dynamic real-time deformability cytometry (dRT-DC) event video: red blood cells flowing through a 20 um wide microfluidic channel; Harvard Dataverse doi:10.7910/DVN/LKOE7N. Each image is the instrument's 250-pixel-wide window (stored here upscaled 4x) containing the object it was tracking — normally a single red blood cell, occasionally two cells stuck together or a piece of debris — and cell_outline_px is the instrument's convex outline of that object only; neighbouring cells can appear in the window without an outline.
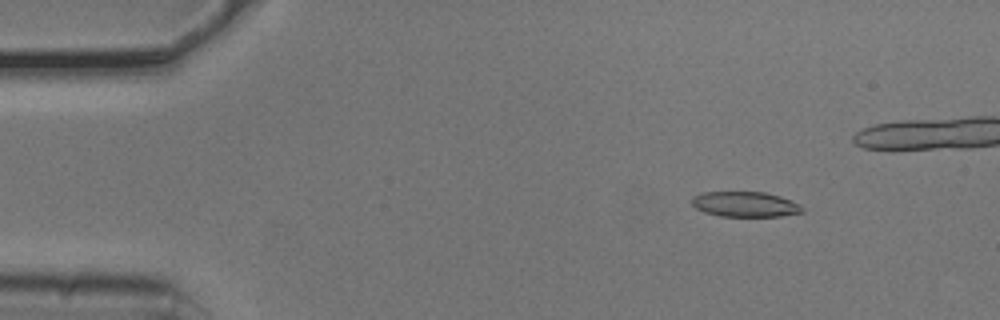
{"species": "common noctule bat (a hibernating species)", "species_latin": "Nyctalus noctula", "temperature_condition": "cold", "stored_images_in_passage": 44, "camera_frame_rate_fps": 3000, "um_per_image_px": 0.085, "animal": {"sex": "male", "body_mass_g": 20.5, "forearm_length_mm": 52.5}, "frame": {"image": 1, "passage_image": 7, "time_ms": 2.0, "image_size_px": [1000, 320], "cell_outline_px": [[804, 212], [780, 216], [720, 216], [704, 212], [696, 208], [692, 204], [692, 196], [704, 192], [764, 192], [780, 196], [792, 200], [800, 204], [804, 208]], "centroid_in_image_um": [63.36, 17.36], "position_along_channel_um": 21.6, "area_um2": 16.3}}
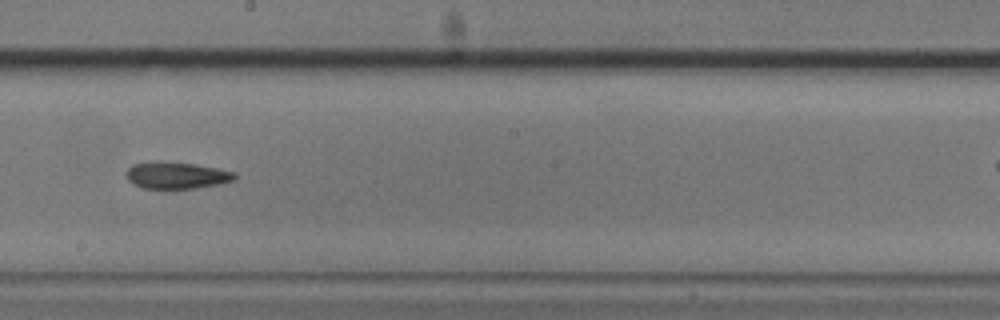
{"frame": {"image": 2, "passage_image": 30, "time_ms": 9.667, "image_size_px": [1000, 320], "cell_outline_px": [[236, 180], [220, 184], [196, 188], [140, 188], [132, 184], [128, 180], [124, 172], [132, 164], [156, 160], [160, 160], [196, 164], [236, 172]], "centroid_in_image_um": [14.97, 14.89], "position_along_channel_um": 233.2, "area_um2": 17.34}}
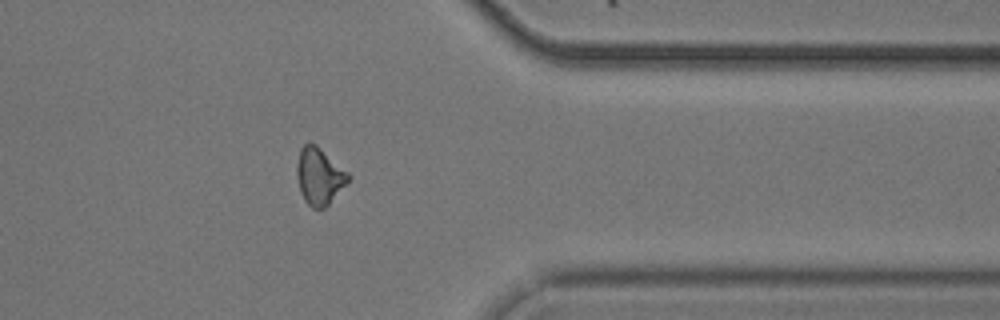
{"frame": {"image": 3, "passage_image": 43, "time_ms": 14.0, "image_size_px": [1000, 320], "cell_outline_px": [[352, 176], [328, 204], [324, 208], [312, 208], [304, 200], [300, 192], [296, 176], [296, 164], [300, 148], [308, 140], [316, 144], [348, 172]], "centroid_in_image_um": [27.1, 14.94], "position_along_channel_um": 384.3, "area_um2": 17.11}}